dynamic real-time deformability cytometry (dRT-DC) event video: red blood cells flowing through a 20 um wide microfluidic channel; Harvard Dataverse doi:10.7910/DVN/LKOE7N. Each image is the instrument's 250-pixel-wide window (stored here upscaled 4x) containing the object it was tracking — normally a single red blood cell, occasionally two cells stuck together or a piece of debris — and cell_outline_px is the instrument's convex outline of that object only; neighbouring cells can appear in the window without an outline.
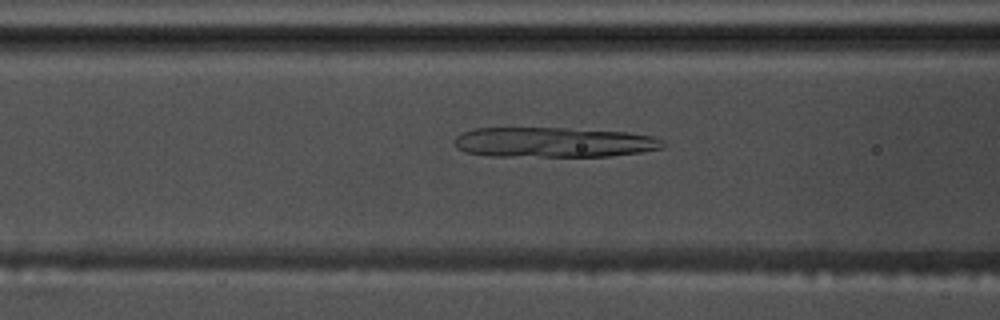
{"species": "common noctule bat (a hibernating species)", "species_latin": "Nyctalus noctula", "temperature_condition": "warm", "stored_images_in_passage": 55, "camera_frame_rate_fps": 3000, "um_per_image_px": 0.085, "animal": {"sex": "male", "body_mass_g": 17.5, "forearm_length_mm": 52.3}, "frame": {"image": 1, "passage_image": 22, "time_ms": 7.0, "image_size_px": [1000, 320], "cell_outline_px": [[668, 144], [664, 148], [640, 152], [608, 156], [492, 156], [464, 152], [456, 148], [456, 136], [464, 132], [476, 128], [568, 128], [628, 132], [652, 136], [664, 140]], "centroid_in_image_um": [47.12, 12.09], "position_along_channel_um": 119.5, "area_um2": 36.65}}
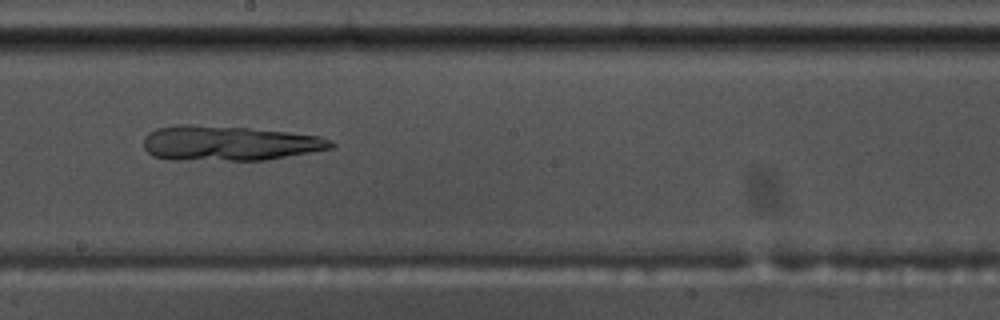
{"frame": {"image": 2, "passage_image": 31, "time_ms": 10.0, "image_size_px": [1000, 320], "cell_outline_px": [[336, 144], [332, 148], [264, 160], [168, 160], [152, 156], [144, 148], [144, 136], [148, 132], [156, 128], [176, 124], [188, 124], [248, 128], [288, 132], [320, 136], [332, 140]], "centroid_in_image_um": [19.41, 12.17], "position_along_channel_um": 228.8, "area_um2": 38.32}}